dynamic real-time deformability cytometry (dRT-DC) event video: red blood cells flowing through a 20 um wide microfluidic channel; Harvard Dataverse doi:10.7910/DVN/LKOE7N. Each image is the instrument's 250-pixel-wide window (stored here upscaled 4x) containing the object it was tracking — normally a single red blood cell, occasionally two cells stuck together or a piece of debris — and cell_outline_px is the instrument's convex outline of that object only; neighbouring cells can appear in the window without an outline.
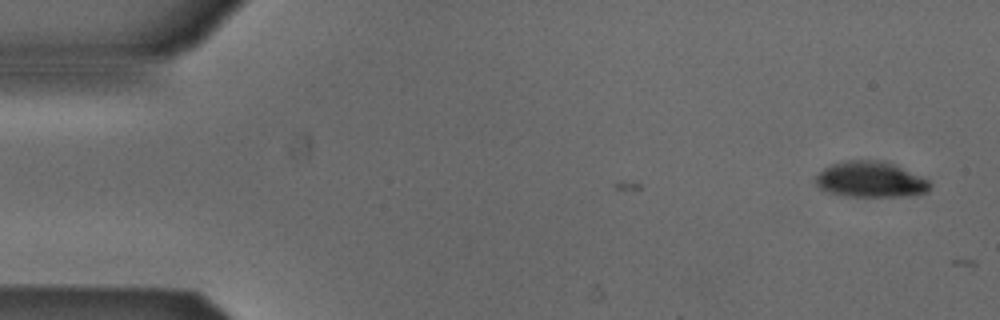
{"species": "Egyptian fruit bat (a non-hibernating species)", "species_latin": "Rousettus aegyptiacus", "temperature_condition": "cold", "stored_images_in_passage": 3, "camera_frame_rate_fps": 3000, "um_per_image_px": 0.085, "animal": {"sex": "male"}, "frame": {"image": 1, "passage_image": 3, "time_ms": 0.667, "image_size_px": [1000, 320], "cell_outline_px": [[932, 188], [928, 192], [908, 196], [844, 196], [828, 192], [820, 188], [816, 184], [816, 176], [824, 168], [832, 164], [844, 160], [888, 160], [928, 180], [932, 184]], "centroid_in_image_um": [74.03, 15.25], "position_along_channel_um": 11.0, "area_um2": 24.1}}